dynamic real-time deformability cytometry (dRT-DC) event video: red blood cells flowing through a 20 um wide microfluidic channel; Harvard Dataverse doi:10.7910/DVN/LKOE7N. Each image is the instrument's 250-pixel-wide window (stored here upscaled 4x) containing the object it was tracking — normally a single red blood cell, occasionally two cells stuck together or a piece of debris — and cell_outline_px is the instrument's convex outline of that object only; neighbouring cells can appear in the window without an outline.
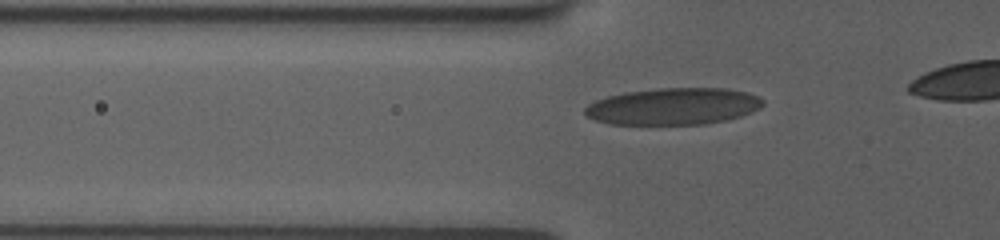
{"species": "human", "species_latin": "Homo sapiens", "temperature_condition": "room temperature", "stored_images_in_passage": 26, "camera_frame_rate_fps": 3000, "um_per_image_px": 0.085, "donor": {"sex": "female"}, "frame": {"image": 1, "passage_image": 4, "time_ms": 1.0, "image_size_px": [1000, 240], "cell_outline_px": [[764, 104], [760, 108], [752, 112], [740, 116], [724, 120], [704, 124], [608, 124], [596, 120], [588, 116], [584, 112], [584, 108], [588, 104], [596, 100], [608, 96], [624, 92], [656, 88], [724, 88], [748, 92], [760, 96], [764, 100]], "centroid_in_image_um": [57.25, 9.03], "position_along_channel_um": 68.5, "area_um2": 38.32}}
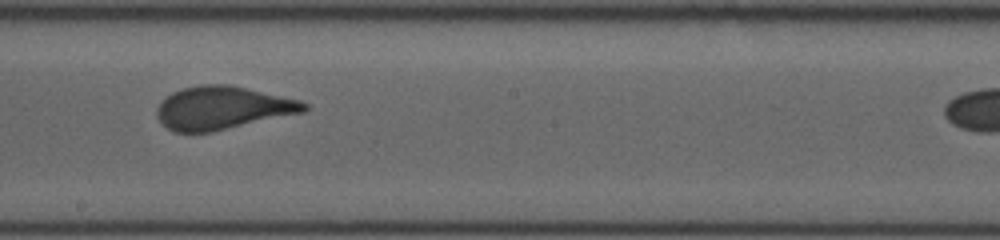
{"frame": {"image": 2, "passage_image": 14, "time_ms": 4.333, "image_size_px": [1000, 240], "cell_outline_px": [[308, 108], [304, 112], [212, 132], [172, 132], [156, 116], [156, 108], [172, 92], [184, 88], [204, 84], [228, 84], [300, 100], [308, 104]], "centroid_in_image_um": [18.92, 9.18], "position_along_channel_um": 229.3, "area_um2": 36.65}}
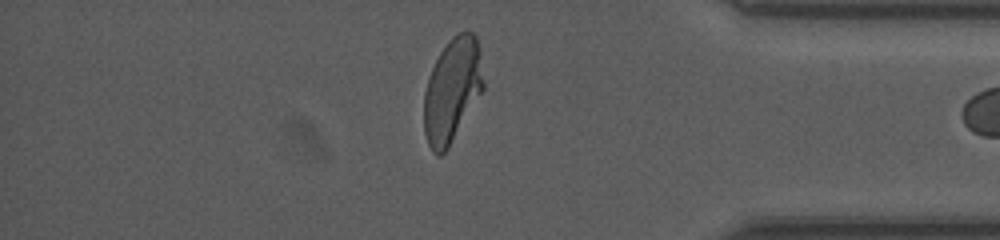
{"frame": {"image": 3, "passage_image": 25, "time_ms": 8.0, "image_size_px": [1000, 240], "cell_outline_px": [[484, 88], [448, 148], [440, 156], [436, 156], [432, 152], [428, 144], [424, 132], [424, 92], [428, 76], [440, 52], [448, 40], [456, 32], [472, 32], [476, 36], [480, 48], [484, 80]], "centroid_in_image_um": [38.43, 7.65], "position_along_channel_um": 396.8, "area_um2": 36.24}}